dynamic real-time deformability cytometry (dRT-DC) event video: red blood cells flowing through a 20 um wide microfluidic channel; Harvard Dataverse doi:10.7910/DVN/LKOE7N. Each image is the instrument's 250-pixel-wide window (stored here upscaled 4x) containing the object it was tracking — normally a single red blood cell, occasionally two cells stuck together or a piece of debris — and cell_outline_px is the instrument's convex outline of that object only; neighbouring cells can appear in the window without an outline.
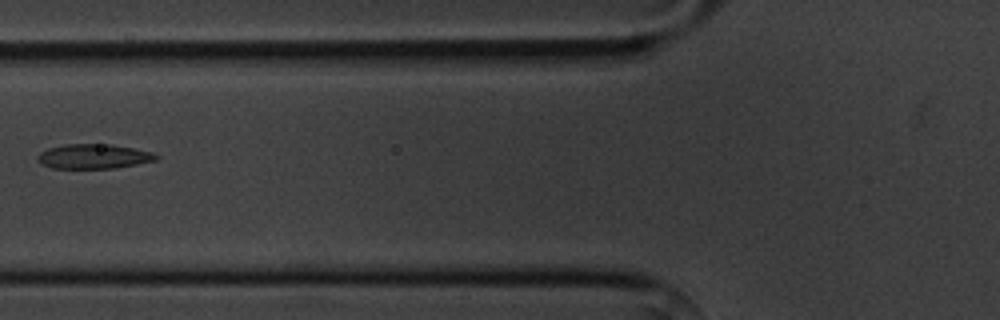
{"species": "common noctule bat (a hibernating species)", "species_latin": "Nyctalus noctula", "temperature_condition": "cold", "stored_images_in_passage": 4, "camera_frame_rate_fps": 3000, "um_per_image_px": 0.085, "animal": {"sex": "male", "body_mass_g": 20.1, "forearm_length_mm": 53.5}, "frame": {"image": 1, "passage_image": 4, "time_ms": 5.0, "image_size_px": [1000, 320], "cell_outline_px": [[160, 156], [156, 160], [116, 168], [52, 168], [36, 160], [36, 156], [40, 152], [48, 148], [64, 144], [112, 144], [152, 152]], "centroid_in_image_um": [7.95, 13.29], "position_along_channel_um": 117.9, "area_um2": 16.99}}